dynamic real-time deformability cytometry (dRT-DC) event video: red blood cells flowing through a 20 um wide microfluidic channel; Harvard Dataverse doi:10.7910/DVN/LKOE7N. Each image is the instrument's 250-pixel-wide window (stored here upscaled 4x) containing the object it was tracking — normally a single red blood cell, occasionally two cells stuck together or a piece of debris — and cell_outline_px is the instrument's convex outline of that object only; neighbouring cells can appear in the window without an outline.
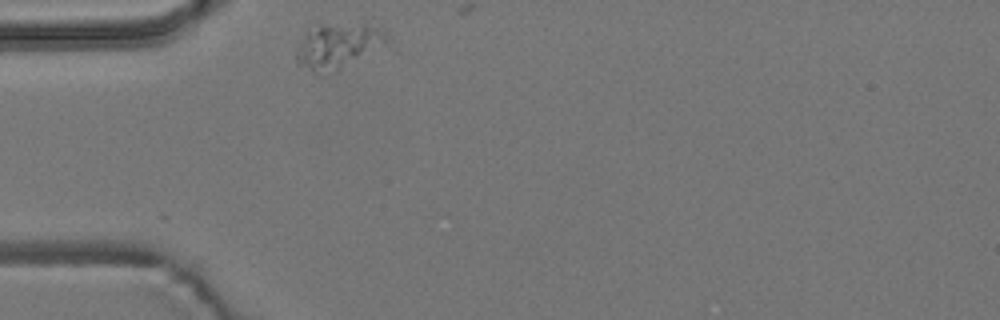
{"species": "common noctule bat (a hibernating species)", "species_latin": "Nyctalus noctula", "temperature_condition": "room temperature", "stored_images_in_passage": 9, "camera_frame_rate_fps": 3000, "um_per_image_px": 0.085, "animal": {"sex": "male", "body_mass_g": 19.2, "forearm_length_mm": 51.8}, "frame": {"image": 1, "passage_image": 1, "time_ms": 0.0, "image_size_px": [1000, 320], "cell_outline_px": [[388, 44], [316, 72], [312, 72], [296, 64], [296, 52], [300, 40], [308, 28], [320, 24], [364, 20], [384, 28], [388, 32]], "centroid_in_image_um": [28.74, 3.69], "position_along_channel_um": 56.3, "area_um2": 23.24}}
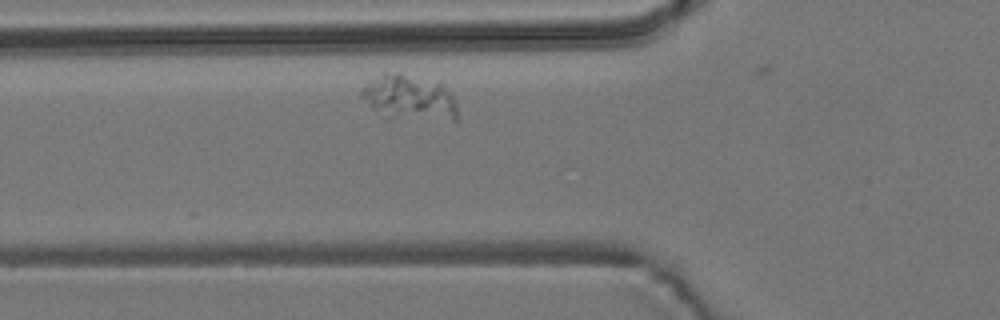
{"frame": {"image": 2, "passage_image": 5, "time_ms": 1.333, "image_size_px": [1000, 320], "cell_outline_px": [[456, 124], [372, 108], [360, 96], [360, 88], [368, 80], [384, 72], [400, 72], [440, 84], [452, 92], [456, 100]], "centroid_in_image_um": [34.85, 8.22], "position_along_channel_um": 90.9, "area_um2": 24.33}}
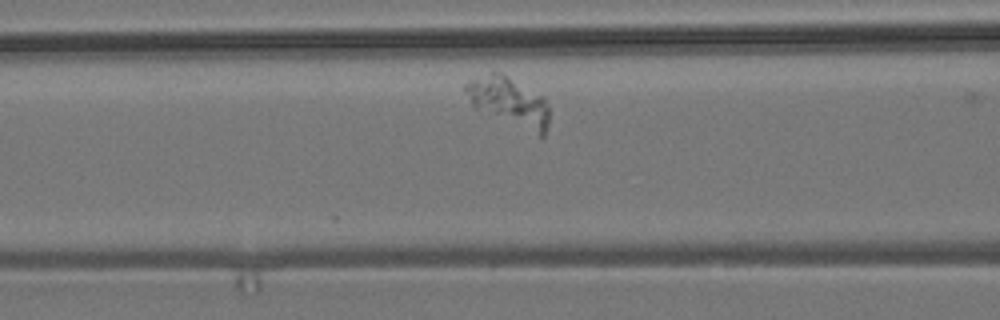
{"frame": {"image": 3, "passage_image": 8, "time_ms": 2.333, "image_size_px": [1000, 320], "cell_outline_px": [[548, 124], [544, 136], [540, 136], [476, 108], [472, 104], [464, 92], [464, 84], [468, 80], [492, 68], [496, 68], [544, 96], [548, 104]], "centroid_in_image_um": [43.23, 8.55], "position_along_channel_um": 123.4, "area_um2": 24.33}}